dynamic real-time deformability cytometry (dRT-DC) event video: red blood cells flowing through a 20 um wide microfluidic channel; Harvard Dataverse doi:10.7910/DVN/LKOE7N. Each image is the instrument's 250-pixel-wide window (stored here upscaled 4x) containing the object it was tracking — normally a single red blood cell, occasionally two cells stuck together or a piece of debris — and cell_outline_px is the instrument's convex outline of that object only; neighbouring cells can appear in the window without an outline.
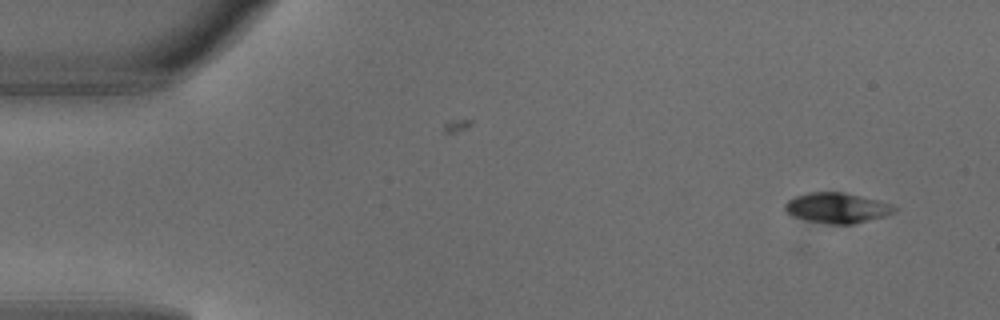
{"species": "common noctule bat (a hibernating species)", "species_latin": "Nyctalus noctula", "temperature_condition": "warm", "stored_images_in_passage": 7, "camera_frame_rate_fps": 3000, "um_per_image_px": 0.085, "animal": {"sex": "male", "body_mass_g": 18.8}, "frame": {"image": 1, "passage_image": 2, "time_ms": 0.333, "image_size_px": [1000, 320], "cell_outline_px": [[900, 208], [896, 212], [884, 216], [852, 224], [824, 224], [804, 220], [792, 216], [784, 208], [784, 204], [788, 200], [796, 196], [808, 192], [844, 192], [892, 204]], "centroid_in_image_um": [71.14, 17.68], "position_along_channel_um": 13.9, "area_um2": 19.42}}
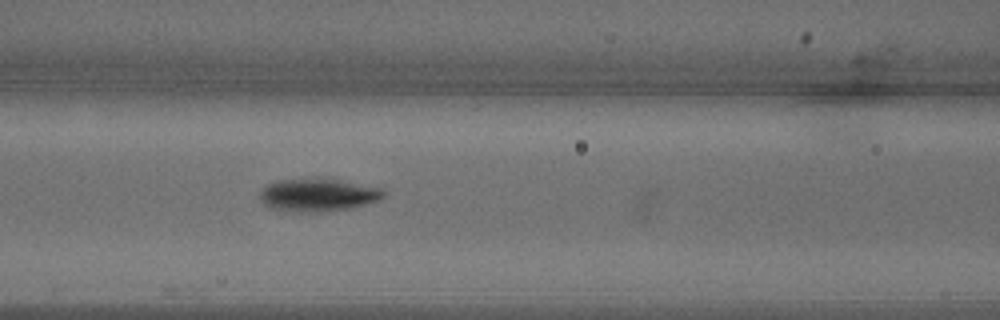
{"frame": {"image": 2, "passage_image": 7, "time_ms": 2.0, "image_size_px": [1000, 320], "cell_outline_px": [[384, 196], [376, 200], [352, 208], [320, 212], [300, 212], [272, 208], [264, 204], [260, 200], [260, 192], [268, 184], [280, 180], [336, 180], [380, 188], [384, 192]], "centroid_in_image_um": [26.99, 16.6], "position_along_channel_um": 139.6, "area_um2": 22.77}}